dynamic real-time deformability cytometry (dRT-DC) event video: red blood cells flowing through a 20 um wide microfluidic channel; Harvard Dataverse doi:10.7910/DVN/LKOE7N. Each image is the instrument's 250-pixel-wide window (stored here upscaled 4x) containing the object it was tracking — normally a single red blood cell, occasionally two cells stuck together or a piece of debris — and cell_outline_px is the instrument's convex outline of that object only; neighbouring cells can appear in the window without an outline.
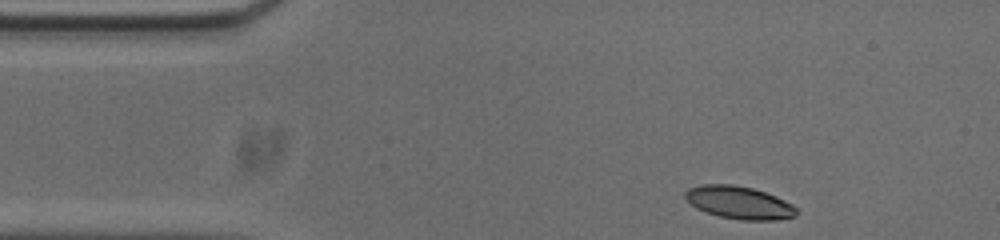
{"species": "common noctule bat (a hibernating species)", "species_latin": "Nyctalus noctula", "temperature_condition": "cold", "stored_images_in_passage": 49, "segment_of_instrument_passage": [1, 2], "camera_frame_rate_fps": 3000, "um_per_image_px": 0.085, "animal": {"sex": "male", "body_mass_g": 20.0, "forearm_length_mm": 53.3}, "frame": {"image": 1, "passage_image": 1, "time_ms": 0.0, "image_size_px": [1000, 240], "cell_outline_px": [[796, 216], [776, 220], [740, 220], [720, 216], [696, 208], [684, 196], [684, 192], [688, 188], [700, 184], [732, 184], [752, 188], [776, 196], [792, 204], [796, 208]], "centroid_in_image_um": [62.82, 17.21], "position_along_channel_um": 22.2, "area_um2": 21.1}}
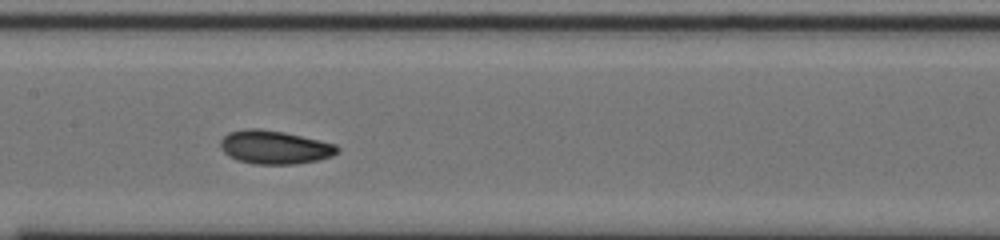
{"frame": {"image": 2, "passage_image": 19, "time_ms": 6.0, "image_size_px": [1000, 240], "cell_outline_px": [[340, 148], [332, 156], [320, 160], [296, 164], [256, 164], [240, 160], [228, 156], [220, 148], [220, 140], [228, 132], [244, 128], [260, 128], [284, 132], [320, 140], [336, 144]], "centroid_in_image_um": [23.34, 12.5], "position_along_channel_um": 184.1, "area_um2": 22.95}}
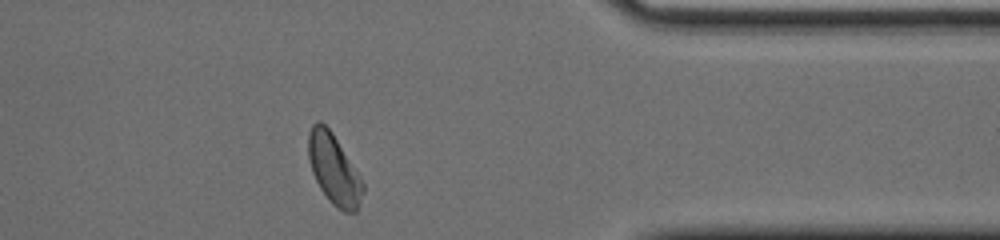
{"frame": {"image": 3, "passage_image": 37, "time_ms": 12.0, "image_size_px": [1000, 240], "cell_outline_px": [[364, 192], [360, 204], [356, 212], [344, 212], [336, 208], [332, 204], [320, 188], [312, 172], [308, 156], [308, 132], [312, 124], [316, 120], [320, 120], [332, 132], [360, 176], [364, 184]], "centroid_in_image_um": [28.38, 14.39], "position_along_channel_um": 383.0, "area_um2": 22.37}}